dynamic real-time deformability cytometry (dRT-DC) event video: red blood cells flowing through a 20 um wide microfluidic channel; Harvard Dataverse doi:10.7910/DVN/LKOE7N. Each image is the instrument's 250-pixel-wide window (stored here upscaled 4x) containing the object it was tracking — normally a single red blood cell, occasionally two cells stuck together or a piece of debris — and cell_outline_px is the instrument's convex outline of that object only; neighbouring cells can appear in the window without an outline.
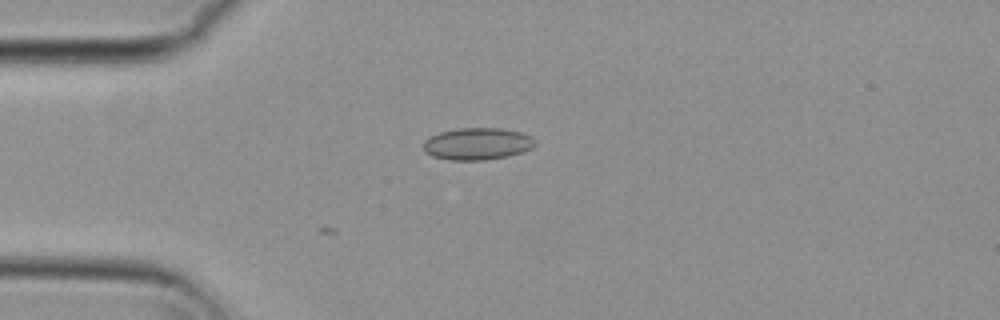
{"species": "common noctule bat (a hibernating species)", "species_latin": "Nyctalus noctula", "temperature_condition": "cold", "stored_images_in_passage": 3, "camera_frame_rate_fps": 3000, "um_per_image_px": 0.085, "animal": {"sex": "female", "body_mass_g": 29.2, "forearm_length_mm": 56.3}, "frame": {"image": 1, "passage_image": 1, "time_ms": 0.0, "image_size_px": [1000, 320], "cell_outline_px": [[536, 144], [532, 148], [508, 156], [484, 160], [448, 160], [432, 156], [424, 152], [424, 140], [428, 136], [440, 132], [460, 128], [500, 128], [520, 132], [536, 140]], "centroid_in_image_um": [40.54, 12.23], "position_along_channel_um": 44.5, "area_um2": 20.87}}